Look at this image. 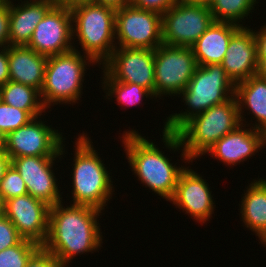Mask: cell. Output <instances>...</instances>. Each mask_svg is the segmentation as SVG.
Listing matches in <instances>:
<instances>
[{
    "label": "cell",
    "mask_w": 266,
    "mask_h": 267,
    "mask_svg": "<svg viewBox=\"0 0 266 267\" xmlns=\"http://www.w3.org/2000/svg\"><path fill=\"white\" fill-rule=\"evenodd\" d=\"M241 125L236 97L214 105L187 120L176 132L163 131V143L168 149L182 150L184 160L193 162L227 133Z\"/></svg>",
    "instance_id": "2"
},
{
    "label": "cell",
    "mask_w": 266,
    "mask_h": 267,
    "mask_svg": "<svg viewBox=\"0 0 266 267\" xmlns=\"http://www.w3.org/2000/svg\"><path fill=\"white\" fill-rule=\"evenodd\" d=\"M178 0H130V4L140 9H146L164 14Z\"/></svg>",
    "instance_id": "32"
},
{
    "label": "cell",
    "mask_w": 266,
    "mask_h": 267,
    "mask_svg": "<svg viewBox=\"0 0 266 267\" xmlns=\"http://www.w3.org/2000/svg\"><path fill=\"white\" fill-rule=\"evenodd\" d=\"M259 239H260L262 244L264 243V247H265V245H266V232Z\"/></svg>",
    "instance_id": "43"
},
{
    "label": "cell",
    "mask_w": 266,
    "mask_h": 267,
    "mask_svg": "<svg viewBox=\"0 0 266 267\" xmlns=\"http://www.w3.org/2000/svg\"><path fill=\"white\" fill-rule=\"evenodd\" d=\"M221 65L235 85L256 75L258 58L253 30L243 26L232 35Z\"/></svg>",
    "instance_id": "17"
},
{
    "label": "cell",
    "mask_w": 266,
    "mask_h": 267,
    "mask_svg": "<svg viewBox=\"0 0 266 267\" xmlns=\"http://www.w3.org/2000/svg\"><path fill=\"white\" fill-rule=\"evenodd\" d=\"M0 87L9 81L8 47L0 48Z\"/></svg>",
    "instance_id": "34"
},
{
    "label": "cell",
    "mask_w": 266,
    "mask_h": 267,
    "mask_svg": "<svg viewBox=\"0 0 266 267\" xmlns=\"http://www.w3.org/2000/svg\"><path fill=\"white\" fill-rule=\"evenodd\" d=\"M243 125L245 124H241L236 130L224 135L205 153H210L211 156L218 158L225 164L227 163L228 166H235L255 155V152L264 148L266 134L251 127L244 129L242 128L245 127Z\"/></svg>",
    "instance_id": "18"
},
{
    "label": "cell",
    "mask_w": 266,
    "mask_h": 267,
    "mask_svg": "<svg viewBox=\"0 0 266 267\" xmlns=\"http://www.w3.org/2000/svg\"><path fill=\"white\" fill-rule=\"evenodd\" d=\"M257 46V57H266V25L260 31L254 32Z\"/></svg>",
    "instance_id": "35"
},
{
    "label": "cell",
    "mask_w": 266,
    "mask_h": 267,
    "mask_svg": "<svg viewBox=\"0 0 266 267\" xmlns=\"http://www.w3.org/2000/svg\"><path fill=\"white\" fill-rule=\"evenodd\" d=\"M72 24L70 8L54 5L36 26L26 46L47 57L69 52L75 49L70 43Z\"/></svg>",
    "instance_id": "13"
},
{
    "label": "cell",
    "mask_w": 266,
    "mask_h": 267,
    "mask_svg": "<svg viewBox=\"0 0 266 267\" xmlns=\"http://www.w3.org/2000/svg\"><path fill=\"white\" fill-rule=\"evenodd\" d=\"M154 61L155 49L116 47L102 65L113 80L140 85L154 95Z\"/></svg>",
    "instance_id": "12"
},
{
    "label": "cell",
    "mask_w": 266,
    "mask_h": 267,
    "mask_svg": "<svg viewBox=\"0 0 266 267\" xmlns=\"http://www.w3.org/2000/svg\"><path fill=\"white\" fill-rule=\"evenodd\" d=\"M258 66L256 75L262 79H266V57H257Z\"/></svg>",
    "instance_id": "39"
},
{
    "label": "cell",
    "mask_w": 266,
    "mask_h": 267,
    "mask_svg": "<svg viewBox=\"0 0 266 267\" xmlns=\"http://www.w3.org/2000/svg\"><path fill=\"white\" fill-rule=\"evenodd\" d=\"M213 22L208 5L178 0L162 14L163 44L191 47Z\"/></svg>",
    "instance_id": "8"
},
{
    "label": "cell",
    "mask_w": 266,
    "mask_h": 267,
    "mask_svg": "<svg viewBox=\"0 0 266 267\" xmlns=\"http://www.w3.org/2000/svg\"><path fill=\"white\" fill-rule=\"evenodd\" d=\"M25 194H28L25 181L11 164L0 182V200L4 202Z\"/></svg>",
    "instance_id": "29"
},
{
    "label": "cell",
    "mask_w": 266,
    "mask_h": 267,
    "mask_svg": "<svg viewBox=\"0 0 266 267\" xmlns=\"http://www.w3.org/2000/svg\"><path fill=\"white\" fill-rule=\"evenodd\" d=\"M40 248L39 244L22 239L17 245L0 251V267H25Z\"/></svg>",
    "instance_id": "27"
},
{
    "label": "cell",
    "mask_w": 266,
    "mask_h": 267,
    "mask_svg": "<svg viewBox=\"0 0 266 267\" xmlns=\"http://www.w3.org/2000/svg\"><path fill=\"white\" fill-rule=\"evenodd\" d=\"M154 97L180 95L187 87L196 68V58L191 47L161 44L155 49Z\"/></svg>",
    "instance_id": "9"
},
{
    "label": "cell",
    "mask_w": 266,
    "mask_h": 267,
    "mask_svg": "<svg viewBox=\"0 0 266 267\" xmlns=\"http://www.w3.org/2000/svg\"><path fill=\"white\" fill-rule=\"evenodd\" d=\"M95 4L110 6L119 9L130 4V0H94Z\"/></svg>",
    "instance_id": "36"
},
{
    "label": "cell",
    "mask_w": 266,
    "mask_h": 267,
    "mask_svg": "<svg viewBox=\"0 0 266 267\" xmlns=\"http://www.w3.org/2000/svg\"><path fill=\"white\" fill-rule=\"evenodd\" d=\"M25 267H62L59 261L42 247L30 258Z\"/></svg>",
    "instance_id": "33"
},
{
    "label": "cell",
    "mask_w": 266,
    "mask_h": 267,
    "mask_svg": "<svg viewBox=\"0 0 266 267\" xmlns=\"http://www.w3.org/2000/svg\"><path fill=\"white\" fill-rule=\"evenodd\" d=\"M192 169L180 173L175 193L170 202L183 212L189 213L197 222L205 223L214 212V205L208 183Z\"/></svg>",
    "instance_id": "16"
},
{
    "label": "cell",
    "mask_w": 266,
    "mask_h": 267,
    "mask_svg": "<svg viewBox=\"0 0 266 267\" xmlns=\"http://www.w3.org/2000/svg\"><path fill=\"white\" fill-rule=\"evenodd\" d=\"M256 3L257 0H214L209 7L214 21L229 22L243 27L239 23L254 10Z\"/></svg>",
    "instance_id": "25"
},
{
    "label": "cell",
    "mask_w": 266,
    "mask_h": 267,
    "mask_svg": "<svg viewBox=\"0 0 266 267\" xmlns=\"http://www.w3.org/2000/svg\"><path fill=\"white\" fill-rule=\"evenodd\" d=\"M229 22L214 21L191 46L199 66L221 64L232 35L240 28Z\"/></svg>",
    "instance_id": "21"
},
{
    "label": "cell",
    "mask_w": 266,
    "mask_h": 267,
    "mask_svg": "<svg viewBox=\"0 0 266 267\" xmlns=\"http://www.w3.org/2000/svg\"><path fill=\"white\" fill-rule=\"evenodd\" d=\"M47 59L26 45L8 46L9 80L41 91Z\"/></svg>",
    "instance_id": "20"
},
{
    "label": "cell",
    "mask_w": 266,
    "mask_h": 267,
    "mask_svg": "<svg viewBox=\"0 0 266 267\" xmlns=\"http://www.w3.org/2000/svg\"><path fill=\"white\" fill-rule=\"evenodd\" d=\"M4 203V216L16 227L19 235L41 247L48 235L50 206L29 194L17 196Z\"/></svg>",
    "instance_id": "14"
},
{
    "label": "cell",
    "mask_w": 266,
    "mask_h": 267,
    "mask_svg": "<svg viewBox=\"0 0 266 267\" xmlns=\"http://www.w3.org/2000/svg\"><path fill=\"white\" fill-rule=\"evenodd\" d=\"M61 203L50 207L48 235L42 248L66 267L78 253L92 252L102 245L97 223L102 210L79 204L65 208Z\"/></svg>",
    "instance_id": "1"
},
{
    "label": "cell",
    "mask_w": 266,
    "mask_h": 267,
    "mask_svg": "<svg viewBox=\"0 0 266 267\" xmlns=\"http://www.w3.org/2000/svg\"><path fill=\"white\" fill-rule=\"evenodd\" d=\"M10 0L0 1V47L9 46Z\"/></svg>",
    "instance_id": "31"
},
{
    "label": "cell",
    "mask_w": 266,
    "mask_h": 267,
    "mask_svg": "<svg viewBox=\"0 0 266 267\" xmlns=\"http://www.w3.org/2000/svg\"><path fill=\"white\" fill-rule=\"evenodd\" d=\"M0 95L4 103L27 111L33 118L41 116L46 110L39 98L40 91L22 83L9 80L0 87Z\"/></svg>",
    "instance_id": "24"
},
{
    "label": "cell",
    "mask_w": 266,
    "mask_h": 267,
    "mask_svg": "<svg viewBox=\"0 0 266 267\" xmlns=\"http://www.w3.org/2000/svg\"><path fill=\"white\" fill-rule=\"evenodd\" d=\"M122 138L127 160L138 180L152 192L170 201L175 193L179 175L185 167L170 163L169 158L163 155L164 152L162 153L157 145L135 130L124 132Z\"/></svg>",
    "instance_id": "3"
},
{
    "label": "cell",
    "mask_w": 266,
    "mask_h": 267,
    "mask_svg": "<svg viewBox=\"0 0 266 267\" xmlns=\"http://www.w3.org/2000/svg\"><path fill=\"white\" fill-rule=\"evenodd\" d=\"M79 134L75 142L74 168L72 174L73 204L87 205L104 210L112 198L113 184L99 154L94 150L87 135Z\"/></svg>",
    "instance_id": "5"
},
{
    "label": "cell",
    "mask_w": 266,
    "mask_h": 267,
    "mask_svg": "<svg viewBox=\"0 0 266 267\" xmlns=\"http://www.w3.org/2000/svg\"><path fill=\"white\" fill-rule=\"evenodd\" d=\"M55 6L72 8L79 4L94 2V0H52Z\"/></svg>",
    "instance_id": "37"
},
{
    "label": "cell",
    "mask_w": 266,
    "mask_h": 267,
    "mask_svg": "<svg viewBox=\"0 0 266 267\" xmlns=\"http://www.w3.org/2000/svg\"><path fill=\"white\" fill-rule=\"evenodd\" d=\"M32 119L5 136L6 153L13 158L25 156H61L65 152L63 136L58 130Z\"/></svg>",
    "instance_id": "11"
},
{
    "label": "cell",
    "mask_w": 266,
    "mask_h": 267,
    "mask_svg": "<svg viewBox=\"0 0 266 267\" xmlns=\"http://www.w3.org/2000/svg\"><path fill=\"white\" fill-rule=\"evenodd\" d=\"M235 97L238 102L241 124L244 121L241 114L244 113L242 109L245 106L252 112L253 118L257 119L252 128L266 134V79L255 75L236 84Z\"/></svg>",
    "instance_id": "22"
},
{
    "label": "cell",
    "mask_w": 266,
    "mask_h": 267,
    "mask_svg": "<svg viewBox=\"0 0 266 267\" xmlns=\"http://www.w3.org/2000/svg\"><path fill=\"white\" fill-rule=\"evenodd\" d=\"M241 199L242 221L260 238L266 232V179L251 182Z\"/></svg>",
    "instance_id": "23"
},
{
    "label": "cell",
    "mask_w": 266,
    "mask_h": 267,
    "mask_svg": "<svg viewBox=\"0 0 266 267\" xmlns=\"http://www.w3.org/2000/svg\"><path fill=\"white\" fill-rule=\"evenodd\" d=\"M80 53L78 49H73L63 54L48 56L44 83L40 91V98L46 109L51 104H71L81 98L87 63L96 62L88 55L83 56Z\"/></svg>",
    "instance_id": "7"
},
{
    "label": "cell",
    "mask_w": 266,
    "mask_h": 267,
    "mask_svg": "<svg viewBox=\"0 0 266 267\" xmlns=\"http://www.w3.org/2000/svg\"><path fill=\"white\" fill-rule=\"evenodd\" d=\"M235 88L221 64L198 65L187 87L180 93L189 110L167 117L163 131L176 132L193 116L234 97Z\"/></svg>",
    "instance_id": "4"
},
{
    "label": "cell",
    "mask_w": 266,
    "mask_h": 267,
    "mask_svg": "<svg viewBox=\"0 0 266 267\" xmlns=\"http://www.w3.org/2000/svg\"><path fill=\"white\" fill-rule=\"evenodd\" d=\"M4 216V203L0 200V219Z\"/></svg>",
    "instance_id": "42"
},
{
    "label": "cell",
    "mask_w": 266,
    "mask_h": 267,
    "mask_svg": "<svg viewBox=\"0 0 266 267\" xmlns=\"http://www.w3.org/2000/svg\"><path fill=\"white\" fill-rule=\"evenodd\" d=\"M104 89L107 90L106 98L115 95L117 103L128 106L137 105L144 96L153 98L154 95L144 87L134 84L113 80L105 71H103ZM108 95V96H107Z\"/></svg>",
    "instance_id": "26"
},
{
    "label": "cell",
    "mask_w": 266,
    "mask_h": 267,
    "mask_svg": "<svg viewBox=\"0 0 266 267\" xmlns=\"http://www.w3.org/2000/svg\"><path fill=\"white\" fill-rule=\"evenodd\" d=\"M115 38L119 47L156 49L163 43L162 14L131 4L116 9Z\"/></svg>",
    "instance_id": "10"
},
{
    "label": "cell",
    "mask_w": 266,
    "mask_h": 267,
    "mask_svg": "<svg viewBox=\"0 0 266 267\" xmlns=\"http://www.w3.org/2000/svg\"><path fill=\"white\" fill-rule=\"evenodd\" d=\"M29 1L15 6L10 1L9 46L27 45L36 26L54 6L52 0Z\"/></svg>",
    "instance_id": "19"
},
{
    "label": "cell",
    "mask_w": 266,
    "mask_h": 267,
    "mask_svg": "<svg viewBox=\"0 0 266 267\" xmlns=\"http://www.w3.org/2000/svg\"><path fill=\"white\" fill-rule=\"evenodd\" d=\"M23 238L11 221L3 216L0 219V251L17 245Z\"/></svg>",
    "instance_id": "30"
},
{
    "label": "cell",
    "mask_w": 266,
    "mask_h": 267,
    "mask_svg": "<svg viewBox=\"0 0 266 267\" xmlns=\"http://www.w3.org/2000/svg\"><path fill=\"white\" fill-rule=\"evenodd\" d=\"M11 166V157L5 152L0 155V182L5 176L6 170Z\"/></svg>",
    "instance_id": "38"
},
{
    "label": "cell",
    "mask_w": 266,
    "mask_h": 267,
    "mask_svg": "<svg viewBox=\"0 0 266 267\" xmlns=\"http://www.w3.org/2000/svg\"><path fill=\"white\" fill-rule=\"evenodd\" d=\"M70 11L73 36H77L82 51L103 64L117 47L114 44L116 9L90 2L76 5Z\"/></svg>",
    "instance_id": "6"
},
{
    "label": "cell",
    "mask_w": 266,
    "mask_h": 267,
    "mask_svg": "<svg viewBox=\"0 0 266 267\" xmlns=\"http://www.w3.org/2000/svg\"><path fill=\"white\" fill-rule=\"evenodd\" d=\"M60 156H25L13 158L12 166L19 172L28 194L50 207L62 202L57 179L52 168Z\"/></svg>",
    "instance_id": "15"
},
{
    "label": "cell",
    "mask_w": 266,
    "mask_h": 267,
    "mask_svg": "<svg viewBox=\"0 0 266 267\" xmlns=\"http://www.w3.org/2000/svg\"><path fill=\"white\" fill-rule=\"evenodd\" d=\"M34 119L27 111L12 107L0 100V133L6 136Z\"/></svg>",
    "instance_id": "28"
},
{
    "label": "cell",
    "mask_w": 266,
    "mask_h": 267,
    "mask_svg": "<svg viewBox=\"0 0 266 267\" xmlns=\"http://www.w3.org/2000/svg\"><path fill=\"white\" fill-rule=\"evenodd\" d=\"M189 3H195V4H203L210 6L214 0H183Z\"/></svg>",
    "instance_id": "40"
},
{
    "label": "cell",
    "mask_w": 266,
    "mask_h": 267,
    "mask_svg": "<svg viewBox=\"0 0 266 267\" xmlns=\"http://www.w3.org/2000/svg\"><path fill=\"white\" fill-rule=\"evenodd\" d=\"M5 152V136L0 133V155L4 154Z\"/></svg>",
    "instance_id": "41"
}]
</instances>
